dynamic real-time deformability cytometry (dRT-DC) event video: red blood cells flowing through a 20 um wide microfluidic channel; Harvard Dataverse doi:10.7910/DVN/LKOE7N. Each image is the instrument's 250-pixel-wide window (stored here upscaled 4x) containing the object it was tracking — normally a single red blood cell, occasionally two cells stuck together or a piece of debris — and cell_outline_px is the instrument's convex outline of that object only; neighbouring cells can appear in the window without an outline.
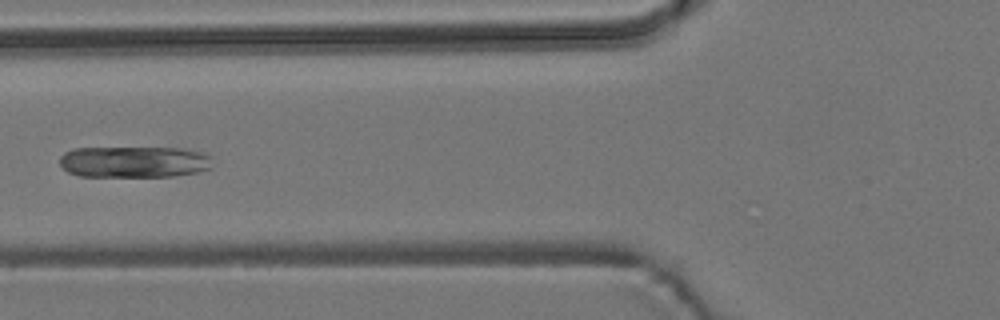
{"species": "common noctule bat (a hibernating species)", "species_latin": "Nyctalus noctula", "temperature_condition": "room temperature", "stored_images_in_passage": 5, "camera_frame_rate_fps": 3000, "um_per_image_px": 0.085, "animal": {"sex": "male", "body_mass_g": 19.2, "forearm_length_mm": 51.8}, "frame": {"image": 1, "passage_image": 5, "time_ms": 4.333, "image_size_px": [1000, 320], "cell_outline_px": [[212, 168], [196, 172], [172, 176], [80, 176], [68, 172], [60, 164], [60, 156], [64, 152], [72, 148], [184, 148], [200, 152], [208, 156]], "centroid_in_image_um": [11.35, 13.75], "position_along_channel_um": 114.4, "area_um2": 27.8}}